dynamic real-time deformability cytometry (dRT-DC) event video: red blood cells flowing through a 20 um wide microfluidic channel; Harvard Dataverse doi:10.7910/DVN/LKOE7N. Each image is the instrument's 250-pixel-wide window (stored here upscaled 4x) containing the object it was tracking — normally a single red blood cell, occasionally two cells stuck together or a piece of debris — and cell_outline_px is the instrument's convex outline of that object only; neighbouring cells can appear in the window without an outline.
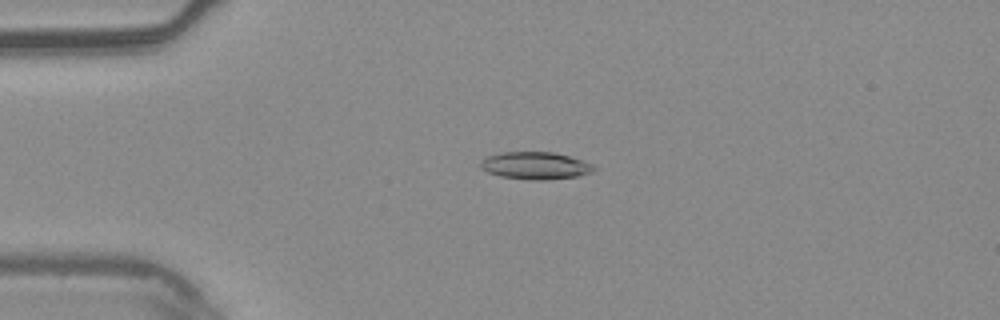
{"species": "common noctule bat (a hibernating species)", "species_latin": "Nyctalus noctula", "temperature_condition": "warm", "stored_images_in_passage": 4, "camera_frame_rate_fps": 3000, "um_per_image_px": 0.085, "animal": {"sex": "male", "body_mass_g": 20.4}, "frame": {"image": 1, "passage_image": 3, "time_ms": 0.667, "image_size_px": [1000, 320], "cell_outline_px": [[596, 168], [592, 172], [576, 176], [544, 180], [528, 180], [500, 176], [488, 172], [480, 168], [480, 160], [488, 156], [500, 152], [552, 152], [568, 156], [592, 164]], "centroid_in_image_um": [45.46, 14.08], "position_along_channel_um": 39.5, "area_um2": 17.98}}